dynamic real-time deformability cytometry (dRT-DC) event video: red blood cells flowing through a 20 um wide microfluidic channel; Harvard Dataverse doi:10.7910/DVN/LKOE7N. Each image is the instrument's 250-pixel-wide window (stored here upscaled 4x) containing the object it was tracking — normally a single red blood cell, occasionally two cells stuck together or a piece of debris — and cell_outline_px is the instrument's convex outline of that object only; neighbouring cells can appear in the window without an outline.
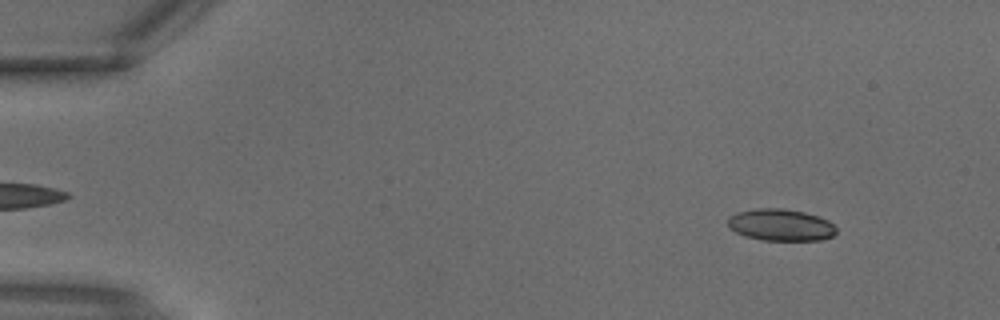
{"species": "common noctule bat (a hibernating species)", "species_latin": "Nyctalus noctula", "temperature_condition": "warm", "stored_images_in_passage": 3, "segment_of_instrument_passage": [2, 2], "camera_frame_rate_fps": 3000, "um_per_image_px": 0.085, "animal": {"sex": "male", "body_mass_g": 18.8}, "frame": {"image": 1, "passage_image": 3, "time_ms": 0.667, "image_size_px": [1000, 320], "cell_outline_px": [[836, 232], [832, 236], [820, 240], [764, 240], [744, 236], [728, 228], [728, 216], [736, 212], [760, 208], [784, 208], [804, 212], [820, 216], [828, 220], [836, 228]], "centroid_in_image_um": [66.34, 19.11], "position_along_channel_um": 18.7, "area_um2": 20.23}}